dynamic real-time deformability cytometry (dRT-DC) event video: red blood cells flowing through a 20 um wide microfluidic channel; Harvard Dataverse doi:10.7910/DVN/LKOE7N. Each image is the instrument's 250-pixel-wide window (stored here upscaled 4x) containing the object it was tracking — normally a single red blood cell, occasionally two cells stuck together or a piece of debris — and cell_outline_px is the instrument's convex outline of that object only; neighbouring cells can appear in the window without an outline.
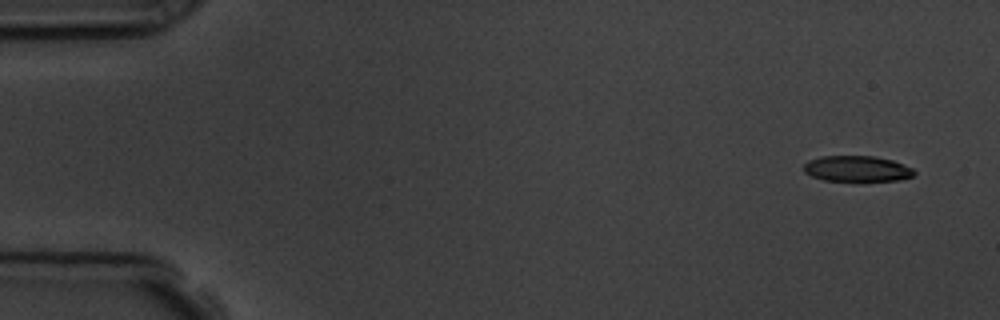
{"species": "common noctule bat (a hibernating species)", "species_latin": "Nyctalus noctula", "temperature_condition": "room temperature", "stored_images_in_passage": 4, "camera_frame_rate_fps": 3000, "um_per_image_px": 0.085, "animal": {"sex": "male", "body_mass_g": 19.5, "forearm_length_mm": 54.6}, "frame": {"image": 1, "passage_image": 1, "time_ms": 0.0, "image_size_px": [1000, 320], "cell_outline_px": [[916, 172], [912, 176], [900, 180], [824, 180], [812, 176], [804, 172], [804, 164], [808, 160], [820, 156], [872, 156], [892, 160], [912, 168]], "centroid_in_image_um": [72.82, 14.33], "position_along_channel_um": 12.2, "area_um2": 16.36}}
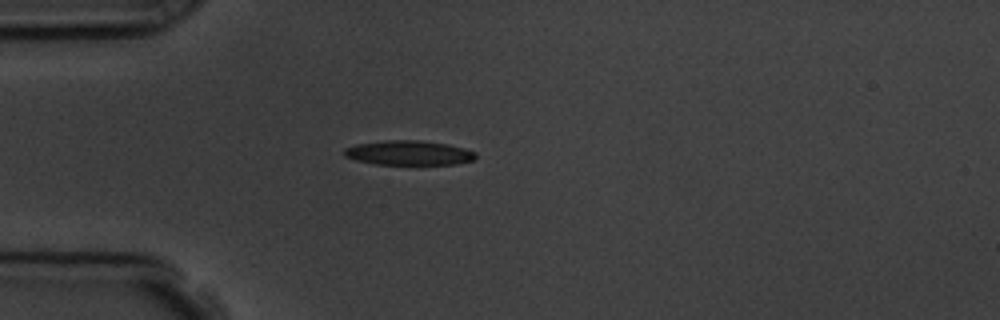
{"frame": {"image": 2, "passage_image": 4, "time_ms": 4.0, "image_size_px": [1000, 320], "cell_outline_px": [[476, 156], [472, 160], [456, 164], [376, 164], [356, 160], [344, 156], [344, 148], [356, 144], [384, 140], [420, 140], [448, 144], [464, 148], [476, 152]], "centroid_in_image_um": [34.73, 12.98], "position_along_channel_um": 50.3, "area_um2": 18.79}}